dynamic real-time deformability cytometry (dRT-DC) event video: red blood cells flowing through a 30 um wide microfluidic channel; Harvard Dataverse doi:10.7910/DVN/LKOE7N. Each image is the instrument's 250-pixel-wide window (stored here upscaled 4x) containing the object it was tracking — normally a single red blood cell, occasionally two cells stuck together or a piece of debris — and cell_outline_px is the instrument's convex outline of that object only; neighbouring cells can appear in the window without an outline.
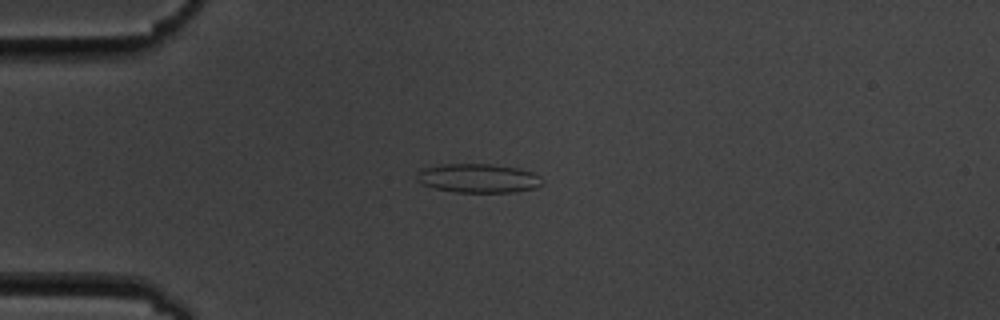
{"species": "common noctule bat (a hibernating species)", "species_latin": "Nyctalus noctula", "temperature_condition": "cold", "stored_images_in_passage": 9, "camera_frame_rate_fps": 3000, "um_per_image_px": 0.085, "animal": {"sex": "male", "body_mass_g": 19.5, "forearm_length_mm": 54.6}, "frame": {"image": 1, "passage_image": 1, "time_ms": 0.0, "image_size_px": [1000, 320], "cell_outline_px": [[544, 180], [536, 188], [516, 192], [456, 192], [436, 188], [424, 184], [416, 180], [416, 172], [420, 168], [440, 164], [492, 164], [520, 168], [532, 172], [540, 176]], "centroid_in_image_um": [40.65, 15.14], "position_along_channel_um": 44.4, "area_um2": 21.39}}
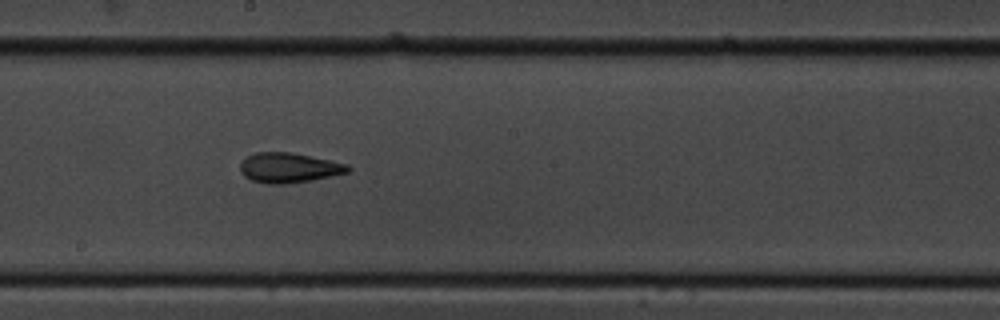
{"frame": {"image": 2, "passage_image": 6, "time_ms": 5.667, "image_size_px": [1000, 320], "cell_outline_px": [[352, 168], [348, 172], [332, 176], [312, 180], [284, 184], [268, 184], [252, 180], [244, 176], [240, 172], [240, 164], [248, 156], [256, 152], [292, 152], [348, 164]], "centroid_in_image_um": [24.57, 14.26], "position_along_channel_um": 223.6, "area_um2": 18.79}}
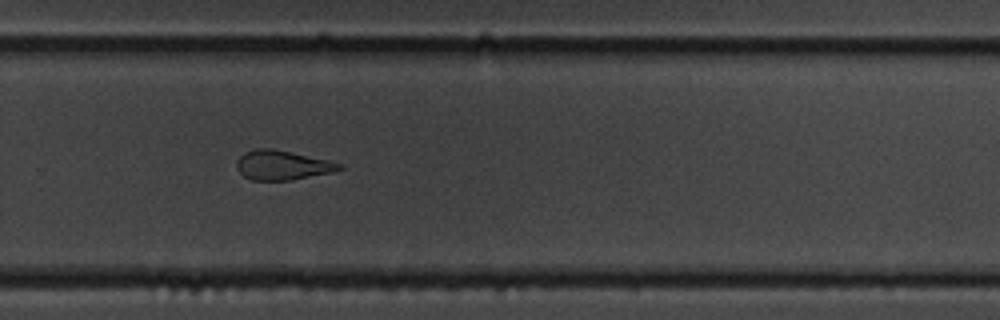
{"frame": {"image": 3, "passage_image": 8, "time_ms": 8.0, "image_size_px": [1000, 320], "cell_outline_px": [[344, 168], [332, 172], [292, 180], [252, 180], [244, 176], [236, 168], [236, 160], [244, 152], [256, 148], [272, 148], [292, 152], [328, 160], [344, 164]], "centroid_in_image_um": [23.99, 14.03], "position_along_channel_um": 305.8, "area_um2": 17.74}}